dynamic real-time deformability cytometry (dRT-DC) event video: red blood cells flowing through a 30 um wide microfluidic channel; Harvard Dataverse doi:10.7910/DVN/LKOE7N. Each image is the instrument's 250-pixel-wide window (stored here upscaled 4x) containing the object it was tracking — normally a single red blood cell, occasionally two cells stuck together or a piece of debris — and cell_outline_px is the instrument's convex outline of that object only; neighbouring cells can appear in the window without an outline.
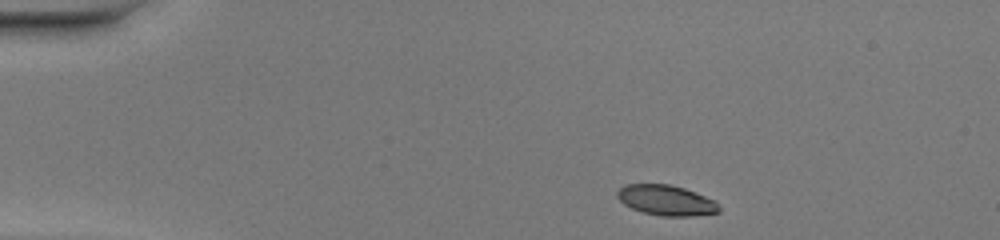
{"species": "common noctule bat (a hibernating species)", "species_latin": "Nyctalus noctula", "temperature_condition": "warm", "stored_images_in_passage": 42, "camera_frame_rate_fps": 3000, "um_per_image_px": 0.085, "animal": {"sex": "female", "body_mass_g": 20.0, "forearm_length_mm": 54.0}, "frame": {"image": 1, "passage_image": 1, "time_ms": 0.0, "image_size_px": [1000, 240], "cell_outline_px": [[720, 212], [692, 216], [660, 216], [644, 212], [632, 208], [624, 204], [616, 196], [616, 192], [624, 184], [668, 184], [684, 188], [696, 192], [716, 200], [720, 208]], "centroid_in_image_um": [56.65, 17.02], "position_along_channel_um": 28.4, "area_um2": 18.09}}
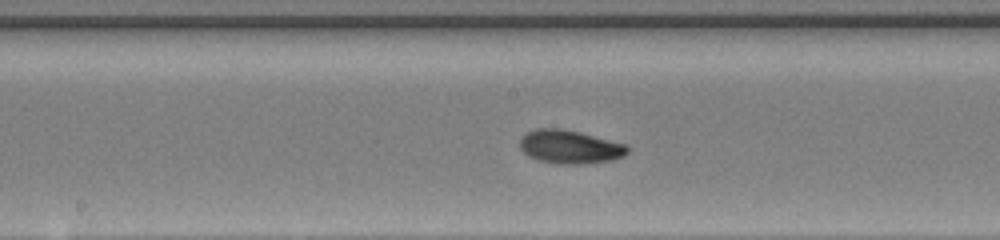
{"frame": {"image": 2, "passage_image": 19, "time_ms": 6.0, "image_size_px": [1000, 240], "cell_outline_px": [[628, 152], [624, 156], [612, 160], [580, 164], [560, 164], [536, 160], [528, 156], [520, 148], [520, 136], [536, 128], [560, 128], [580, 132], [628, 144]], "centroid_in_image_um": [48.43, 12.48], "position_along_channel_um": 199.8, "area_um2": 21.21}}
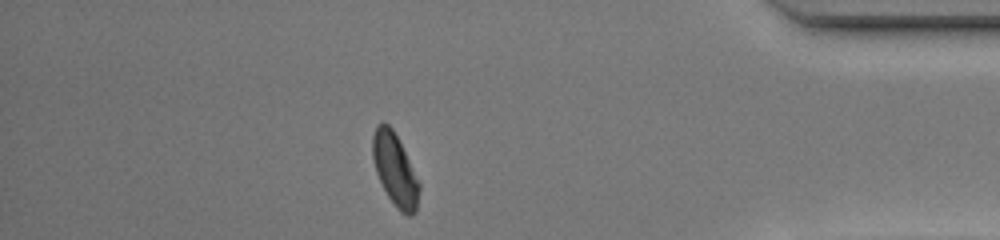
{"frame": {"image": 3, "passage_image": 36, "time_ms": 11.667, "image_size_px": [1000, 240], "cell_outline_px": [[420, 188], [416, 212], [412, 216], [404, 216], [396, 208], [388, 196], [376, 172], [372, 160], [372, 136], [376, 124], [384, 120], [392, 128], [420, 184]], "centroid_in_image_um": [33.55, 14.44], "position_along_channel_um": 401.6, "area_um2": 19.59}, "authors_computed_cell_mechanics": {"area_um2": 19.5942, "velocity_mm_per_s": 4.1661, "shape_relaxation_time_tau1_ms": 2.6739, "shape_relaxation_time_tau2_ms": 1.5058, "deformation_change_tau1": 0.1266, "deformation_change_tau2": 0.0528}}